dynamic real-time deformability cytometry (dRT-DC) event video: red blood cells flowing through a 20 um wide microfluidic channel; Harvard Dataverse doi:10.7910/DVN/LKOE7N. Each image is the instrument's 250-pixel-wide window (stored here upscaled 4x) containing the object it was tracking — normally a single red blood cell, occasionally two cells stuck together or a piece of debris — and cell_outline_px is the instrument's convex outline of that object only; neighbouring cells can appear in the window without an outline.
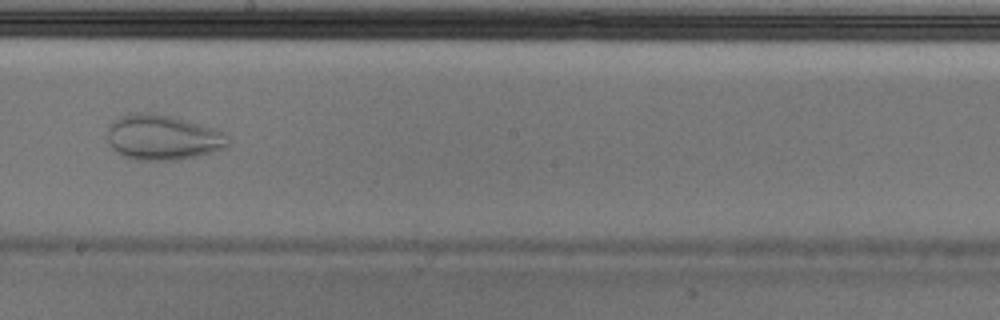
{"species": "Egyptian fruit bat (a non-hibernating species)", "species_latin": "Rousettus aegyptiacus", "temperature_condition": "cold", "stored_images_in_passage": 33, "camera_frame_rate_fps": 3000, "um_per_image_px": 0.085, "animal": {"sex": "male"}, "frame": {"image": 1, "passage_image": 19, "time_ms": 6.0, "image_size_px": [1000, 320], "cell_outline_px": [[228, 144], [224, 148], [200, 156], [176, 160], [136, 160], [124, 156], [116, 152], [108, 144], [108, 124], [116, 116], [128, 112], [148, 112], [176, 116], [216, 128], [228, 132]], "centroid_in_image_um": [13.83, 11.65], "position_along_channel_um": 234.4, "area_um2": 32.77}}